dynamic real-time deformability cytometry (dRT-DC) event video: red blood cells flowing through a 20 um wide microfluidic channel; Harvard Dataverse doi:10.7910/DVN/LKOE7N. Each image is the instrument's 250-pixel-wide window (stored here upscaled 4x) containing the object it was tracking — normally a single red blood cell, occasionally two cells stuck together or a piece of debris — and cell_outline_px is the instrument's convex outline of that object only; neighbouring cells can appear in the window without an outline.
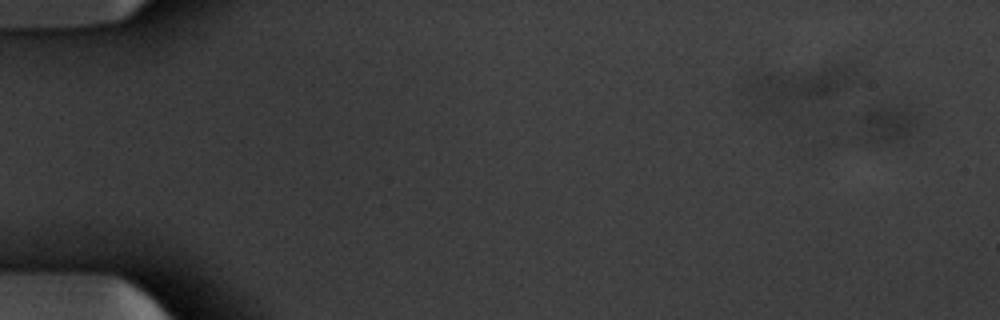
{"species": "common noctule bat (a hibernating species)", "species_latin": "Nyctalus noctula", "temperature_condition": "warm", "stored_images_in_passage": 2, "camera_frame_rate_fps": 3000, "um_per_image_px": 0.085, "animal": {"sex": "male", "body_mass_g": 20.1, "forearm_length_mm": 53.5}, "frame": {"image": 1, "passage_image": 2, "time_ms": 0.333, "image_size_px": [1000, 320], "cell_outline_px": [[920, 124], [904, 136], [896, 140], [876, 144], [864, 140], [856, 116], [872, 104], [880, 100], [892, 96], [896, 96], [916, 116]], "centroid_in_image_um": [75.36, 10.28], "position_along_channel_um": 9.6, "area_um2": 14.57}}